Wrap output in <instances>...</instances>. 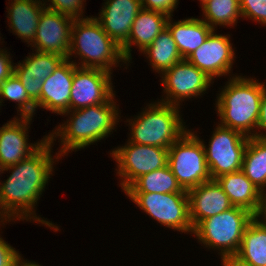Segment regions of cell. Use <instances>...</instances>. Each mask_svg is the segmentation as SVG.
<instances>
[{
    "label": "cell",
    "instance_id": "d590c367",
    "mask_svg": "<svg viewBox=\"0 0 266 266\" xmlns=\"http://www.w3.org/2000/svg\"><path fill=\"white\" fill-rule=\"evenodd\" d=\"M255 218L266 225V189L261 191L260 204Z\"/></svg>",
    "mask_w": 266,
    "mask_h": 266
},
{
    "label": "cell",
    "instance_id": "836d02e7",
    "mask_svg": "<svg viewBox=\"0 0 266 266\" xmlns=\"http://www.w3.org/2000/svg\"><path fill=\"white\" fill-rule=\"evenodd\" d=\"M5 48L0 51V83L14 73V63L10 52Z\"/></svg>",
    "mask_w": 266,
    "mask_h": 266
},
{
    "label": "cell",
    "instance_id": "9a60e30c",
    "mask_svg": "<svg viewBox=\"0 0 266 266\" xmlns=\"http://www.w3.org/2000/svg\"><path fill=\"white\" fill-rule=\"evenodd\" d=\"M32 119L15 116L0 127V161L4 168L26 159L48 139V135H45L36 143H28V129Z\"/></svg>",
    "mask_w": 266,
    "mask_h": 266
},
{
    "label": "cell",
    "instance_id": "ba28073f",
    "mask_svg": "<svg viewBox=\"0 0 266 266\" xmlns=\"http://www.w3.org/2000/svg\"><path fill=\"white\" fill-rule=\"evenodd\" d=\"M139 209L161 225L193 233L188 193H125Z\"/></svg>",
    "mask_w": 266,
    "mask_h": 266
},
{
    "label": "cell",
    "instance_id": "7a4b0ae2",
    "mask_svg": "<svg viewBox=\"0 0 266 266\" xmlns=\"http://www.w3.org/2000/svg\"><path fill=\"white\" fill-rule=\"evenodd\" d=\"M114 94L106 103L77 110H68V119L48 133V139L54 144L59 139L58 154L66 156L70 151L85 149L100 140L106 139L116 129L121 113ZM117 104V105H116Z\"/></svg>",
    "mask_w": 266,
    "mask_h": 266
},
{
    "label": "cell",
    "instance_id": "484cf974",
    "mask_svg": "<svg viewBox=\"0 0 266 266\" xmlns=\"http://www.w3.org/2000/svg\"><path fill=\"white\" fill-rule=\"evenodd\" d=\"M124 193H187L178 183L169 165L137 178Z\"/></svg>",
    "mask_w": 266,
    "mask_h": 266
},
{
    "label": "cell",
    "instance_id": "3957f363",
    "mask_svg": "<svg viewBox=\"0 0 266 266\" xmlns=\"http://www.w3.org/2000/svg\"><path fill=\"white\" fill-rule=\"evenodd\" d=\"M219 92L215 101L219 124L248 137H257L260 102L266 92L265 82L234 74Z\"/></svg>",
    "mask_w": 266,
    "mask_h": 266
},
{
    "label": "cell",
    "instance_id": "8992f818",
    "mask_svg": "<svg viewBox=\"0 0 266 266\" xmlns=\"http://www.w3.org/2000/svg\"><path fill=\"white\" fill-rule=\"evenodd\" d=\"M254 217L247 209L233 206L201 220L193 228L192 234L204 248L217 249L221 258L234 256L239 251L245 229Z\"/></svg>",
    "mask_w": 266,
    "mask_h": 266
},
{
    "label": "cell",
    "instance_id": "cb8c5ba5",
    "mask_svg": "<svg viewBox=\"0 0 266 266\" xmlns=\"http://www.w3.org/2000/svg\"><path fill=\"white\" fill-rule=\"evenodd\" d=\"M141 53L146 55L153 71L160 76L183 59L168 27L163 29L152 44Z\"/></svg>",
    "mask_w": 266,
    "mask_h": 266
},
{
    "label": "cell",
    "instance_id": "4316f807",
    "mask_svg": "<svg viewBox=\"0 0 266 266\" xmlns=\"http://www.w3.org/2000/svg\"><path fill=\"white\" fill-rule=\"evenodd\" d=\"M241 171L260 191L266 189V138L249 137Z\"/></svg>",
    "mask_w": 266,
    "mask_h": 266
},
{
    "label": "cell",
    "instance_id": "8d00e7d4",
    "mask_svg": "<svg viewBox=\"0 0 266 266\" xmlns=\"http://www.w3.org/2000/svg\"><path fill=\"white\" fill-rule=\"evenodd\" d=\"M222 266H252L241 261L238 257L234 256H225L221 258Z\"/></svg>",
    "mask_w": 266,
    "mask_h": 266
},
{
    "label": "cell",
    "instance_id": "ffe728a7",
    "mask_svg": "<svg viewBox=\"0 0 266 266\" xmlns=\"http://www.w3.org/2000/svg\"><path fill=\"white\" fill-rule=\"evenodd\" d=\"M169 17L163 13L142 9L131 26L128 40L121 46L124 59L132 63V46H137L140 53L152 44L159 33L167 27Z\"/></svg>",
    "mask_w": 266,
    "mask_h": 266
},
{
    "label": "cell",
    "instance_id": "52a82bcc",
    "mask_svg": "<svg viewBox=\"0 0 266 266\" xmlns=\"http://www.w3.org/2000/svg\"><path fill=\"white\" fill-rule=\"evenodd\" d=\"M168 165L186 191L211 180L204 147L192 129H188L168 148Z\"/></svg>",
    "mask_w": 266,
    "mask_h": 266
},
{
    "label": "cell",
    "instance_id": "7402d4cb",
    "mask_svg": "<svg viewBox=\"0 0 266 266\" xmlns=\"http://www.w3.org/2000/svg\"><path fill=\"white\" fill-rule=\"evenodd\" d=\"M169 17L167 27L176 42L177 49L183 59H187L200 47L213 29L202 18H186L174 21Z\"/></svg>",
    "mask_w": 266,
    "mask_h": 266
},
{
    "label": "cell",
    "instance_id": "6da1fadb",
    "mask_svg": "<svg viewBox=\"0 0 266 266\" xmlns=\"http://www.w3.org/2000/svg\"><path fill=\"white\" fill-rule=\"evenodd\" d=\"M54 144L49 139L33 154L15 165L4 168L9 170L8 178L0 181V203L4 212L12 219L33 221L44 225L53 231H59V226L35 213V206L48 180L53 175L54 164L61 158L56 152L52 156ZM56 159V160H55Z\"/></svg>",
    "mask_w": 266,
    "mask_h": 266
},
{
    "label": "cell",
    "instance_id": "ac0fdd59",
    "mask_svg": "<svg viewBox=\"0 0 266 266\" xmlns=\"http://www.w3.org/2000/svg\"><path fill=\"white\" fill-rule=\"evenodd\" d=\"M21 62L15 63L14 73L20 79L28 96L36 103L40 98L43 81L52 74L65 59L53 53L33 51Z\"/></svg>",
    "mask_w": 266,
    "mask_h": 266
},
{
    "label": "cell",
    "instance_id": "603a6c76",
    "mask_svg": "<svg viewBox=\"0 0 266 266\" xmlns=\"http://www.w3.org/2000/svg\"><path fill=\"white\" fill-rule=\"evenodd\" d=\"M228 195L233 206L247 209L254 215L257 213L261 191L240 170L223 174L215 179Z\"/></svg>",
    "mask_w": 266,
    "mask_h": 266
},
{
    "label": "cell",
    "instance_id": "2e32d148",
    "mask_svg": "<svg viewBox=\"0 0 266 266\" xmlns=\"http://www.w3.org/2000/svg\"><path fill=\"white\" fill-rule=\"evenodd\" d=\"M76 67L71 60L66 58L43 81L40 98L36 102V111L38 108H43L62 115L69 110L71 86Z\"/></svg>",
    "mask_w": 266,
    "mask_h": 266
},
{
    "label": "cell",
    "instance_id": "4fadbf2b",
    "mask_svg": "<svg viewBox=\"0 0 266 266\" xmlns=\"http://www.w3.org/2000/svg\"><path fill=\"white\" fill-rule=\"evenodd\" d=\"M213 30L205 42L187 60L214 80L232 72L235 50L230 41L231 35L216 34Z\"/></svg>",
    "mask_w": 266,
    "mask_h": 266
},
{
    "label": "cell",
    "instance_id": "d6a6232c",
    "mask_svg": "<svg viewBox=\"0 0 266 266\" xmlns=\"http://www.w3.org/2000/svg\"><path fill=\"white\" fill-rule=\"evenodd\" d=\"M142 9L156 11L167 15L173 16L174 10L179 4V0H140Z\"/></svg>",
    "mask_w": 266,
    "mask_h": 266
},
{
    "label": "cell",
    "instance_id": "277c9868",
    "mask_svg": "<svg viewBox=\"0 0 266 266\" xmlns=\"http://www.w3.org/2000/svg\"><path fill=\"white\" fill-rule=\"evenodd\" d=\"M73 54L74 58H79L78 62L72 60L78 67L101 69L112 74V69L122 62L129 66L121 46L104 32L94 16L74 20L67 59L71 60Z\"/></svg>",
    "mask_w": 266,
    "mask_h": 266
},
{
    "label": "cell",
    "instance_id": "1f68e13d",
    "mask_svg": "<svg viewBox=\"0 0 266 266\" xmlns=\"http://www.w3.org/2000/svg\"><path fill=\"white\" fill-rule=\"evenodd\" d=\"M24 259L14 247L0 235V266H19Z\"/></svg>",
    "mask_w": 266,
    "mask_h": 266
},
{
    "label": "cell",
    "instance_id": "4dcf8cb0",
    "mask_svg": "<svg viewBox=\"0 0 266 266\" xmlns=\"http://www.w3.org/2000/svg\"><path fill=\"white\" fill-rule=\"evenodd\" d=\"M242 19L266 26V0H240Z\"/></svg>",
    "mask_w": 266,
    "mask_h": 266
},
{
    "label": "cell",
    "instance_id": "e0dca14e",
    "mask_svg": "<svg viewBox=\"0 0 266 266\" xmlns=\"http://www.w3.org/2000/svg\"><path fill=\"white\" fill-rule=\"evenodd\" d=\"M141 10L140 0H105L102 10L95 18L104 32L122 46L128 40L131 26Z\"/></svg>",
    "mask_w": 266,
    "mask_h": 266
},
{
    "label": "cell",
    "instance_id": "83f0119b",
    "mask_svg": "<svg viewBox=\"0 0 266 266\" xmlns=\"http://www.w3.org/2000/svg\"><path fill=\"white\" fill-rule=\"evenodd\" d=\"M203 21L213 30L218 26L232 28L242 18L240 0H206L202 4Z\"/></svg>",
    "mask_w": 266,
    "mask_h": 266
},
{
    "label": "cell",
    "instance_id": "74e56055",
    "mask_svg": "<svg viewBox=\"0 0 266 266\" xmlns=\"http://www.w3.org/2000/svg\"><path fill=\"white\" fill-rule=\"evenodd\" d=\"M11 221L13 222V220L4 212L0 203V225L3 226L5 223L7 224V222L10 223Z\"/></svg>",
    "mask_w": 266,
    "mask_h": 266
},
{
    "label": "cell",
    "instance_id": "d4e9b609",
    "mask_svg": "<svg viewBox=\"0 0 266 266\" xmlns=\"http://www.w3.org/2000/svg\"><path fill=\"white\" fill-rule=\"evenodd\" d=\"M241 261L252 266H266V225L255 217L244 231L238 253Z\"/></svg>",
    "mask_w": 266,
    "mask_h": 266
},
{
    "label": "cell",
    "instance_id": "d6986e66",
    "mask_svg": "<svg viewBox=\"0 0 266 266\" xmlns=\"http://www.w3.org/2000/svg\"><path fill=\"white\" fill-rule=\"evenodd\" d=\"M190 220L194 228L201 220L215 216L233 207L228 195L215 179L203 182L187 191Z\"/></svg>",
    "mask_w": 266,
    "mask_h": 266
},
{
    "label": "cell",
    "instance_id": "60d3db41",
    "mask_svg": "<svg viewBox=\"0 0 266 266\" xmlns=\"http://www.w3.org/2000/svg\"><path fill=\"white\" fill-rule=\"evenodd\" d=\"M205 1H206V0H199L201 6H202V4H204Z\"/></svg>",
    "mask_w": 266,
    "mask_h": 266
},
{
    "label": "cell",
    "instance_id": "30bf717a",
    "mask_svg": "<svg viewBox=\"0 0 266 266\" xmlns=\"http://www.w3.org/2000/svg\"><path fill=\"white\" fill-rule=\"evenodd\" d=\"M116 161L117 176L120 177V186L125 191L137 178L168 164V149L134 144L127 141L125 145L115 147L110 151Z\"/></svg>",
    "mask_w": 266,
    "mask_h": 266
},
{
    "label": "cell",
    "instance_id": "f35d334b",
    "mask_svg": "<svg viewBox=\"0 0 266 266\" xmlns=\"http://www.w3.org/2000/svg\"><path fill=\"white\" fill-rule=\"evenodd\" d=\"M19 266H41V265H39L38 263H36V262H32V261H25V260H23L22 262H21V264L19 265Z\"/></svg>",
    "mask_w": 266,
    "mask_h": 266
},
{
    "label": "cell",
    "instance_id": "f1b7e54d",
    "mask_svg": "<svg viewBox=\"0 0 266 266\" xmlns=\"http://www.w3.org/2000/svg\"><path fill=\"white\" fill-rule=\"evenodd\" d=\"M17 102V114L19 117L33 118L36 114V103L28 96L27 91L15 73L0 83V107L4 100ZM20 114H19V113Z\"/></svg>",
    "mask_w": 266,
    "mask_h": 266
},
{
    "label": "cell",
    "instance_id": "7c38bea8",
    "mask_svg": "<svg viewBox=\"0 0 266 266\" xmlns=\"http://www.w3.org/2000/svg\"><path fill=\"white\" fill-rule=\"evenodd\" d=\"M111 75L101 69L77 66L71 86L69 110L106 103L116 94Z\"/></svg>",
    "mask_w": 266,
    "mask_h": 266
},
{
    "label": "cell",
    "instance_id": "9c48e42d",
    "mask_svg": "<svg viewBox=\"0 0 266 266\" xmlns=\"http://www.w3.org/2000/svg\"><path fill=\"white\" fill-rule=\"evenodd\" d=\"M208 146L201 140L211 179L242 169L243 156L249 137L240 131L215 126Z\"/></svg>",
    "mask_w": 266,
    "mask_h": 266
},
{
    "label": "cell",
    "instance_id": "f546056e",
    "mask_svg": "<svg viewBox=\"0 0 266 266\" xmlns=\"http://www.w3.org/2000/svg\"><path fill=\"white\" fill-rule=\"evenodd\" d=\"M45 8L56 11L62 15L78 19L83 18L85 11L84 2L86 0H44ZM84 10V11H83Z\"/></svg>",
    "mask_w": 266,
    "mask_h": 266
},
{
    "label": "cell",
    "instance_id": "e575fe53",
    "mask_svg": "<svg viewBox=\"0 0 266 266\" xmlns=\"http://www.w3.org/2000/svg\"><path fill=\"white\" fill-rule=\"evenodd\" d=\"M257 131V137L266 138V92L262 96L260 102V115L257 123ZM263 131H265V133H263Z\"/></svg>",
    "mask_w": 266,
    "mask_h": 266
},
{
    "label": "cell",
    "instance_id": "8fae6325",
    "mask_svg": "<svg viewBox=\"0 0 266 266\" xmlns=\"http://www.w3.org/2000/svg\"><path fill=\"white\" fill-rule=\"evenodd\" d=\"M161 85L165 94L160 102L178 106L185 99L203 96L214 83L203 71L187 59H182L173 67L169 68L161 75Z\"/></svg>",
    "mask_w": 266,
    "mask_h": 266
},
{
    "label": "cell",
    "instance_id": "5bb4252c",
    "mask_svg": "<svg viewBox=\"0 0 266 266\" xmlns=\"http://www.w3.org/2000/svg\"><path fill=\"white\" fill-rule=\"evenodd\" d=\"M74 19L56 11L44 8L38 22L32 51L53 53L68 57L71 28Z\"/></svg>",
    "mask_w": 266,
    "mask_h": 266
},
{
    "label": "cell",
    "instance_id": "44dd1931",
    "mask_svg": "<svg viewBox=\"0 0 266 266\" xmlns=\"http://www.w3.org/2000/svg\"><path fill=\"white\" fill-rule=\"evenodd\" d=\"M8 4V27L30 46L34 41L41 12L45 8L44 0H9Z\"/></svg>",
    "mask_w": 266,
    "mask_h": 266
},
{
    "label": "cell",
    "instance_id": "5b68a950",
    "mask_svg": "<svg viewBox=\"0 0 266 266\" xmlns=\"http://www.w3.org/2000/svg\"><path fill=\"white\" fill-rule=\"evenodd\" d=\"M146 105L138 116L125 121L130 128L128 142L168 149L188 130L180 107L159 100Z\"/></svg>",
    "mask_w": 266,
    "mask_h": 266
},
{
    "label": "cell",
    "instance_id": "ab89813d",
    "mask_svg": "<svg viewBox=\"0 0 266 266\" xmlns=\"http://www.w3.org/2000/svg\"><path fill=\"white\" fill-rule=\"evenodd\" d=\"M4 173V167L3 165L1 164V161H0V175Z\"/></svg>",
    "mask_w": 266,
    "mask_h": 266
}]
</instances>
